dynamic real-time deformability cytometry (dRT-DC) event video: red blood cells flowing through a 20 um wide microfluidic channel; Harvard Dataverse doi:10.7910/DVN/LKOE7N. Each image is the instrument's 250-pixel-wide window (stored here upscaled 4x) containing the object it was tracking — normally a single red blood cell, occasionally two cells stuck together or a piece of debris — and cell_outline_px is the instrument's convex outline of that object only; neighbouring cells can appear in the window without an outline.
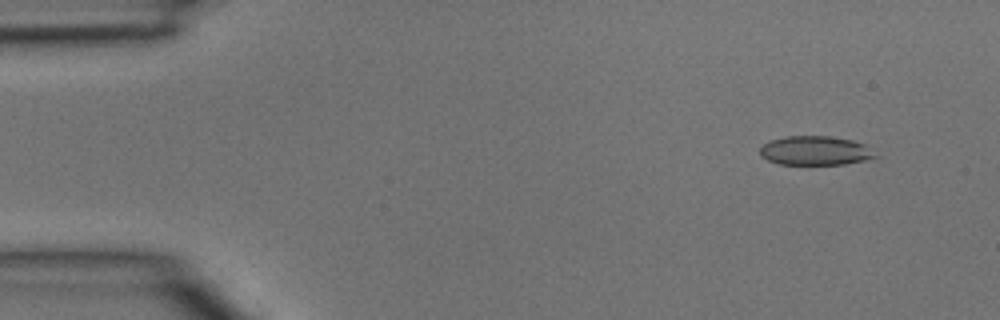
{"species": "common noctule bat (a hibernating species)", "species_latin": "Nyctalus noctula", "temperature_condition": "room temperature", "stored_images_in_passage": 4, "segment_of_instrument_passage": [1, 2], "camera_frame_rate_fps": 3000, "um_per_image_px": 0.085, "animal": {"sex": "male", "body_mass_g": 15.6}, "frame": {"image": 1, "passage_image": 1, "time_ms": 0.0, "image_size_px": [1000, 320], "cell_outline_px": [[880, 156], [864, 160], [844, 164], [780, 164], [768, 160], [760, 156], [760, 148], [768, 140], [788, 136], [828, 136], [852, 140], [864, 144]], "centroid_in_image_um": [69.29, 12.8], "position_along_channel_um": 15.7, "area_um2": 19.54}}
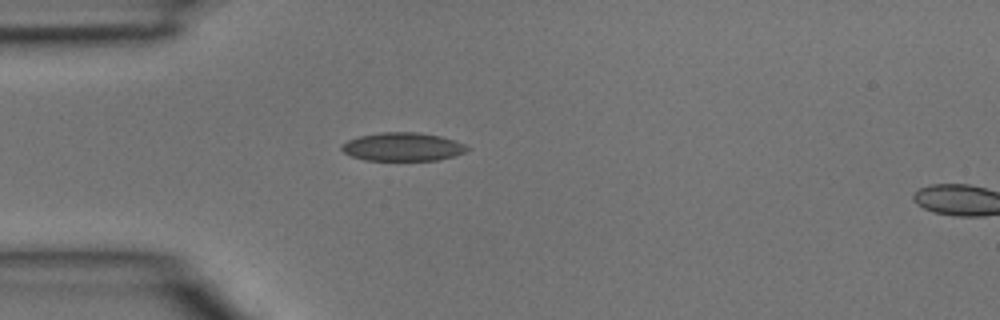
{"frame": {"image": 2, "passage_image": 3, "time_ms": 0.667, "image_size_px": [1000, 320], "cell_outline_px": [[472, 148], [456, 156], [436, 160], [364, 160], [352, 156], [344, 152], [340, 148], [348, 140], [360, 136], [380, 132], [416, 132], [440, 136], [456, 140]], "centroid_in_image_um": [34.27, 12.48], "position_along_channel_um": 50.7, "area_um2": 20.75}}